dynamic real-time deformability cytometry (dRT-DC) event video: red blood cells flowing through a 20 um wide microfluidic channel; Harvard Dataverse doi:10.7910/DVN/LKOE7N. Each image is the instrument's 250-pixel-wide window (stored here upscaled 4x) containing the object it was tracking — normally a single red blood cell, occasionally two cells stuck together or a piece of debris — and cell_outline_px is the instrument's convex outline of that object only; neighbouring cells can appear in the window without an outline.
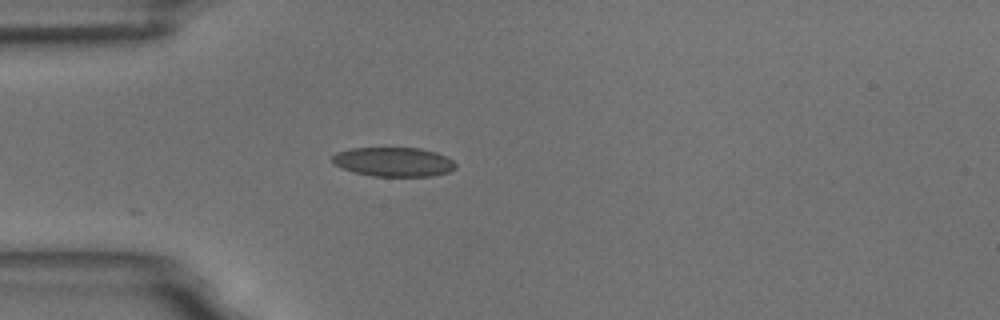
{"species": "common noctule bat (a hibernating species)", "species_latin": "Nyctalus noctula", "temperature_condition": "room temperature", "stored_images_in_passage": 2, "camera_frame_rate_fps": 3000, "um_per_image_px": 0.085, "animal": {"sex": "male", "body_mass_g": 18.8}, "frame": {"image": 1, "passage_image": 2, "time_ms": 1.0, "image_size_px": [1000, 320], "cell_outline_px": [[456, 168], [448, 172], [432, 176], [372, 176], [356, 172], [332, 164], [332, 156], [336, 152], [352, 148], [420, 148], [436, 152], [452, 160], [456, 164]], "centroid_in_image_um": [33.45, 13.76], "position_along_channel_um": 51.5, "area_um2": 20.92}}